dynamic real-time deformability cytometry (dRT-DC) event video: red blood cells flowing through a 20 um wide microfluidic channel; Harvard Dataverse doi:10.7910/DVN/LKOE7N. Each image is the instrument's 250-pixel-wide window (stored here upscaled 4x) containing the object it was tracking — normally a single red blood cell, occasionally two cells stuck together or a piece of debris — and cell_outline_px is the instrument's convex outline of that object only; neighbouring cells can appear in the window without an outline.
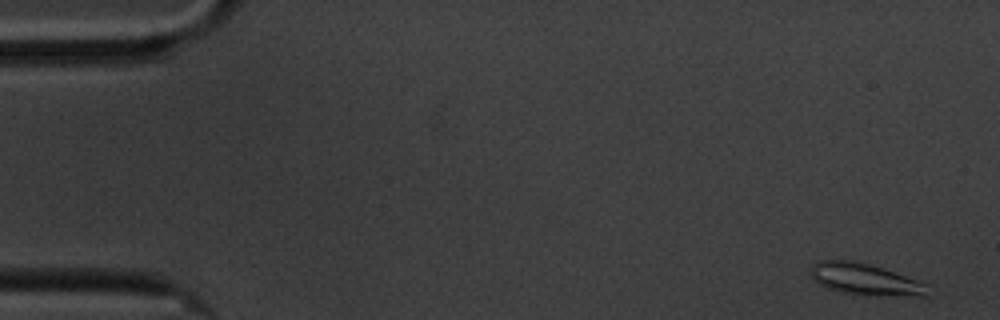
{"species": "common noctule bat (a hibernating species)", "species_latin": "Nyctalus noctula", "temperature_condition": "cold", "stored_images_in_passage": 59, "camera_frame_rate_fps": 3000, "um_per_image_px": 0.085, "animal": {"sex": "male", "body_mass_g": 20.1, "forearm_length_mm": 53.5}, "frame": {"image": 1, "passage_image": 2, "time_ms": 0.333, "image_size_px": [1000, 320], "cell_outline_px": [[928, 296], [880, 296], [840, 292], [828, 288], [820, 284], [812, 276], [812, 264], [820, 260], [852, 260], [868, 264], [916, 280], [924, 284]], "centroid_in_image_um": [73.49, 23.75], "position_along_channel_um": 11.5, "area_um2": 20.92}}
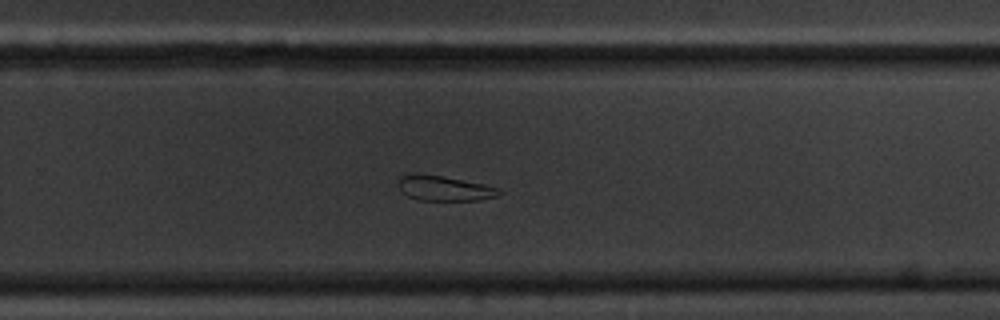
{"frame": {"image": 2, "passage_image": 38, "time_ms": 12.333, "image_size_px": [1000, 320], "cell_outline_px": [[504, 192], [496, 196], [476, 200], [420, 200], [408, 196], [400, 188], [396, 180], [400, 176], [416, 172], [440, 176], [484, 184], [500, 188]], "centroid_in_image_um": [37.75, 15.99], "position_along_channel_um": 292.1, "area_um2": 14.68}}
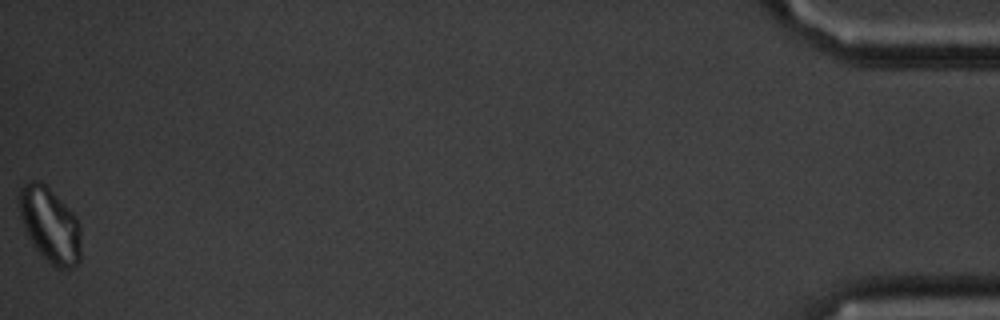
{"frame": {"image": 3, "passage_image": 59, "time_ms": 19.333, "image_size_px": [1000, 320], "cell_outline_px": [[80, 260], [72, 268], [56, 268], [36, 248], [28, 236], [24, 228], [20, 216], [20, 188], [24, 184], [32, 180], [40, 180], [76, 216], [80, 224]], "centroid_in_image_um": [4.26, 19.12], "position_along_channel_um": 430.9, "area_um2": 26.47}, "authors_computed_cell_mechanics": {"area_um2": 18.207, "velocity_mm_per_s": 3.3554, "shape_relaxation_time_tau1_ms": null, "shape_relaxation_time_tau2_ms": 10.4089, "deformation_change_tau1": null, "deformation_change_tau2": 0.2071}}